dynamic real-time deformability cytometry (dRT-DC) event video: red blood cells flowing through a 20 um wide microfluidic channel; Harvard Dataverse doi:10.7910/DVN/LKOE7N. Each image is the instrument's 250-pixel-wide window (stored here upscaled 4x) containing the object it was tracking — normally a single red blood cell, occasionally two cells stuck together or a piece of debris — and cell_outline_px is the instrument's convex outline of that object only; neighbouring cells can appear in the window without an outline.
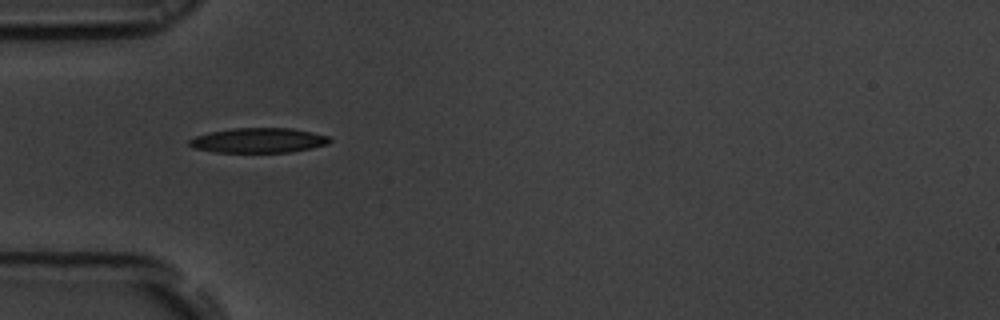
{"species": "common noctule bat (a hibernating species)", "species_latin": "Nyctalus noctula", "temperature_condition": "room temperature", "stored_images_in_passage": 36, "camera_frame_rate_fps": 3000, "um_per_image_px": 0.085, "animal": {"sex": "male", "body_mass_g": 19.5, "forearm_length_mm": 54.6}, "frame": {"image": 1, "passage_image": 1, "time_ms": 0.0, "image_size_px": [1000, 320], "cell_outline_px": [[332, 140], [328, 144], [312, 148], [288, 152], [216, 152], [196, 148], [188, 144], [188, 140], [196, 136], [208, 132], [232, 128], [292, 128], [312, 132], [328, 136]], "centroid_in_image_um": [21.98, 11.92], "position_along_channel_um": 63.0, "area_um2": 20.29}}
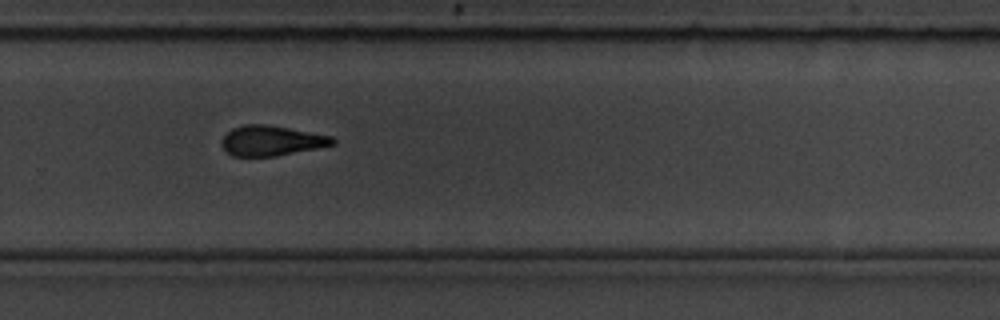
{"frame": {"image": 2, "passage_image": 21, "time_ms": 6.667, "image_size_px": [1000, 320], "cell_outline_px": [[336, 144], [276, 156], [232, 156], [220, 144], [220, 140], [232, 128], [244, 124], [264, 124], [288, 128], [332, 136], [336, 140]], "centroid_in_image_um": [23.05, 11.95], "position_along_channel_um": 306.7, "area_um2": 19.36}, "authors_computed_cell_mechanics": {"area_um2": 20.23, "velocity_mm_per_s": 3.6864, "shape_relaxation_time_tau1_ms": 4.6232, "shape_relaxation_time_tau2_ms": 4.0309, "deformation_change_tau1": 0.1623, "deformation_change_tau2": 0.1346}}